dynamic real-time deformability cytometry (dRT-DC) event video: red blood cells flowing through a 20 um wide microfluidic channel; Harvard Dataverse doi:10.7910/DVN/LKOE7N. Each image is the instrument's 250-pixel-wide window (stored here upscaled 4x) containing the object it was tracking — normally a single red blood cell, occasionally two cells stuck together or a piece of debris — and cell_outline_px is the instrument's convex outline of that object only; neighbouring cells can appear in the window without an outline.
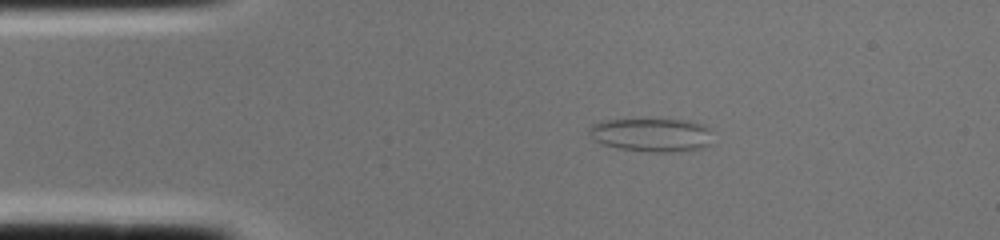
{"species": "common noctule bat (a hibernating species)", "species_latin": "Nyctalus noctula", "temperature_condition": "cold", "stored_images_in_passage": 1, "camera_frame_rate_fps": 3000, "um_per_image_px": 0.085, "animal": {"sex": "female", "body_mass_g": 22.0, "forearm_length_mm": 56.7}, "frame": {"image": 1, "passage_image": 1, "time_ms": 0.0, "image_size_px": [1000, 240], "cell_outline_px": [[712, 144], [704, 148], [672, 152], [652, 152], [616, 148], [604, 144], [596, 140], [588, 132], [588, 128], [592, 124], [604, 120], [692, 120], [704, 124], [708, 128]], "centroid_in_image_um": [55.42, 11.47], "position_along_channel_um": 29.6, "area_um2": 24.16}}